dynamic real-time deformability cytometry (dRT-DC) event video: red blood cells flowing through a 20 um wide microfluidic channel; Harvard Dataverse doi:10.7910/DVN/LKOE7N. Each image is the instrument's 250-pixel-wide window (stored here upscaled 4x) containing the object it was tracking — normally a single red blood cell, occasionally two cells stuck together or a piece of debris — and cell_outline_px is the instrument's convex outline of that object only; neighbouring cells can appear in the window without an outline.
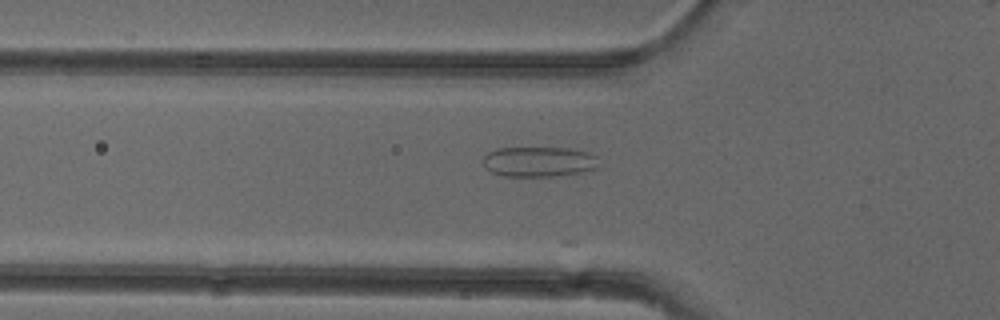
{"species": "common noctule bat (a hibernating species)", "species_latin": "Nyctalus noctula", "temperature_condition": "cold", "stored_images_in_passage": 7, "camera_frame_rate_fps": 3000, "um_per_image_px": 0.085, "animal": {"sex": "female"}, "frame": {"image": 1, "passage_image": 5, "time_ms": 1.333, "image_size_px": [1000, 320], "cell_outline_px": [[596, 168], [580, 172], [560, 176], [504, 176], [492, 172], [484, 168], [480, 160], [488, 152], [496, 148], [572, 148], [588, 152], [596, 156]], "centroid_in_image_um": [45.73, 13.74], "position_along_channel_um": 80.1, "area_um2": 20.46}}